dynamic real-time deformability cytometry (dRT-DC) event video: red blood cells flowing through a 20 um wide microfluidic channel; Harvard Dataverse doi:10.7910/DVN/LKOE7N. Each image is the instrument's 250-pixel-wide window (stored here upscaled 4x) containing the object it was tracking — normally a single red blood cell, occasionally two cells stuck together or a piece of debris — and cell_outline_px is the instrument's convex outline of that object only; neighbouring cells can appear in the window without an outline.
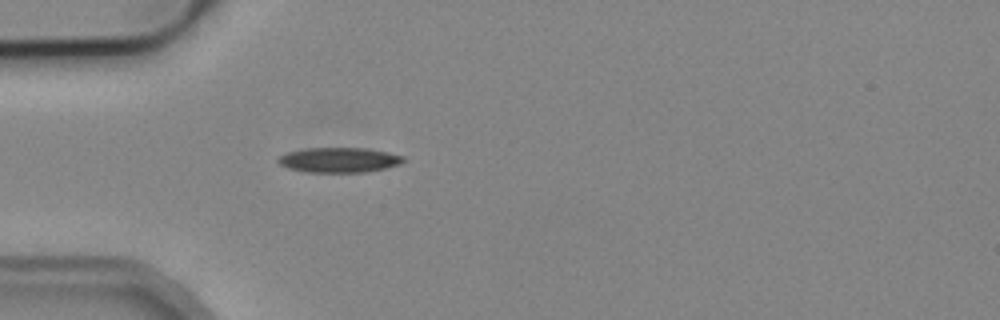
{"species": "common noctule bat (a hibernating species)", "species_latin": "Nyctalus noctula", "temperature_condition": "cold", "stored_images_in_passage": 2, "camera_frame_rate_fps": 3000, "um_per_image_px": 0.085, "animal": {"sex": "male", "body_mass_g": 19.2, "forearm_length_mm": 51.8}, "frame": {"image": 1, "passage_image": 1, "time_ms": 0.0, "image_size_px": [1000, 320], "cell_outline_px": [[404, 160], [400, 164], [384, 168], [364, 172], [308, 172], [288, 168], [280, 164], [276, 160], [280, 156], [288, 152], [308, 148], [364, 148], [388, 152], [404, 156]], "centroid_in_image_um": [28.82, 13.59], "position_along_channel_um": 56.2, "area_um2": 18.03}}